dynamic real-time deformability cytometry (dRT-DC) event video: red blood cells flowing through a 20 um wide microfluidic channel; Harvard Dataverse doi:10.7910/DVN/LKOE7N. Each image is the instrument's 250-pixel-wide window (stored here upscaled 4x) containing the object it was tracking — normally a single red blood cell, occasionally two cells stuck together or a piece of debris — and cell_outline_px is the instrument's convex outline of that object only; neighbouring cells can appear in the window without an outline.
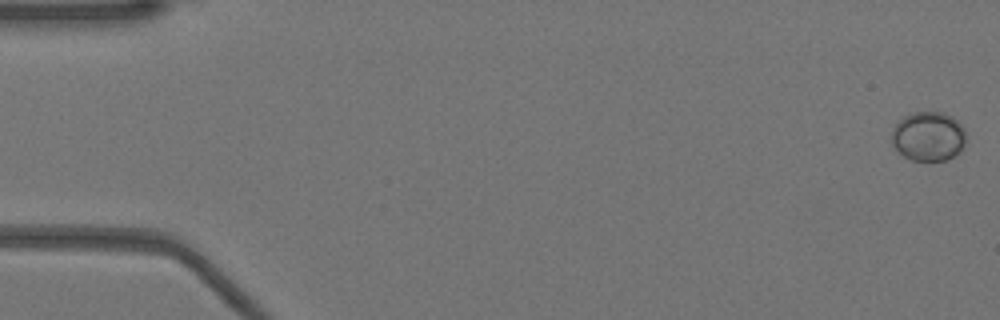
{"species": "Egyptian fruit bat (a non-hibernating species)", "species_latin": "Rousettus aegyptiacus", "temperature_condition": "warm", "stored_images_in_passage": 9, "camera_frame_rate_fps": 3000, "um_per_image_px": 0.085, "animal": {"sex": "female"}, "frame": {"image": 1, "passage_image": 1, "time_ms": 0.0, "image_size_px": [1000, 320], "cell_outline_px": [[964, 144], [960, 152], [948, 160], [912, 160], [904, 156], [892, 144], [892, 128], [904, 116], [912, 112], [944, 112], [952, 116], [964, 128]], "centroid_in_image_um": [78.91, 11.58], "position_along_channel_um": 6.1, "area_um2": 21.33}}